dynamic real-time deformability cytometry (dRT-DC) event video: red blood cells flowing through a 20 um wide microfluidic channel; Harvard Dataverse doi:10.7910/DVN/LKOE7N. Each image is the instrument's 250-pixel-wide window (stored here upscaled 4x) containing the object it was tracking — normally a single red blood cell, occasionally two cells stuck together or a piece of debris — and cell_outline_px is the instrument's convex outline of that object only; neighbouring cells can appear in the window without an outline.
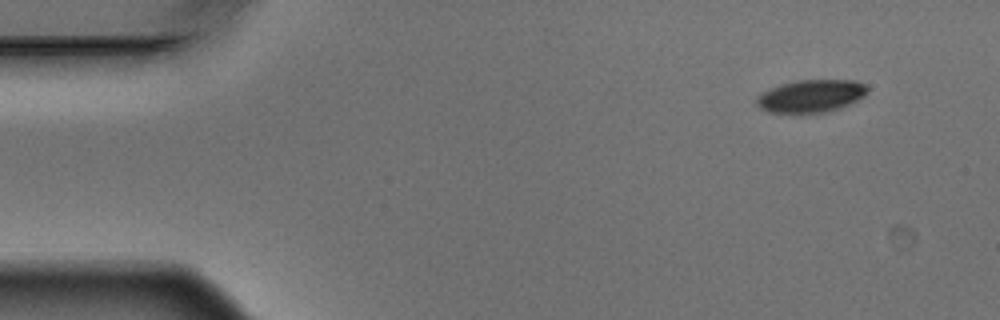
{"species": "Egyptian fruit bat (a non-hibernating species)", "species_latin": "Rousettus aegyptiacus", "temperature_condition": "warm", "stored_images_in_passage": 3, "camera_frame_rate_fps": 3000, "um_per_image_px": 0.085, "animal": {"sex": "male"}, "frame": {"image": 1, "passage_image": 1, "time_ms": 0.0, "image_size_px": [1000, 320], "cell_outline_px": [[868, 92], [864, 96], [840, 108], [824, 112], [768, 112], [760, 108], [756, 104], [756, 96], [780, 84], [796, 80], [856, 80], [864, 84], [868, 88]], "centroid_in_image_um": [68.94, 8.15], "position_along_channel_um": 16.1, "area_um2": 20.87}}
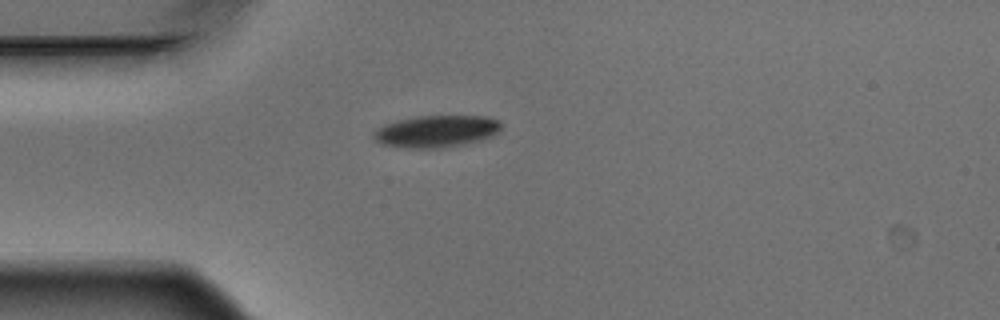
{"frame": {"image": 2, "passage_image": 3, "time_ms": 0.667, "image_size_px": [1000, 320], "cell_outline_px": [[500, 128], [492, 136], [484, 140], [464, 144], [436, 148], [408, 148], [380, 144], [372, 140], [372, 132], [384, 124], [396, 120], [416, 116], [488, 116], [500, 120]], "centroid_in_image_um": [37.05, 11.16], "position_along_channel_um": 48.0, "area_um2": 24.04}}